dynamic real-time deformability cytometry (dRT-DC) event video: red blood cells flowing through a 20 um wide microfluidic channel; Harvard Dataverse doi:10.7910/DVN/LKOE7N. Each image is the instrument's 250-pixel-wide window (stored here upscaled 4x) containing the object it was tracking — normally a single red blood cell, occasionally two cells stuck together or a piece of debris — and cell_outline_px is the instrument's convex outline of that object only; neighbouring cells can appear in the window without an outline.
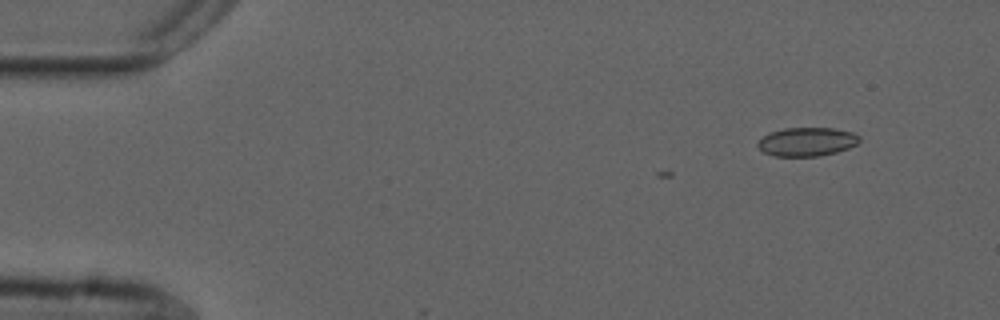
{"species": "common noctule bat (a hibernating species)", "species_latin": "Nyctalus noctula", "temperature_condition": "cold", "stored_images_in_passage": 46, "camera_frame_rate_fps": 3000, "um_per_image_px": 0.085, "animal": {"sex": "male", "forearm_length_mm": 52.5}, "frame": {"image": 1, "passage_image": 1, "time_ms": 0.0, "image_size_px": [1000, 320], "cell_outline_px": [[860, 140], [856, 144], [848, 148], [836, 152], [820, 156], [776, 156], [764, 152], [756, 144], [764, 136], [772, 132], [784, 128], [836, 128], [852, 132], [860, 136]], "centroid_in_image_um": [68.62, 12.04], "position_along_channel_um": 16.4, "area_um2": 16.88}}
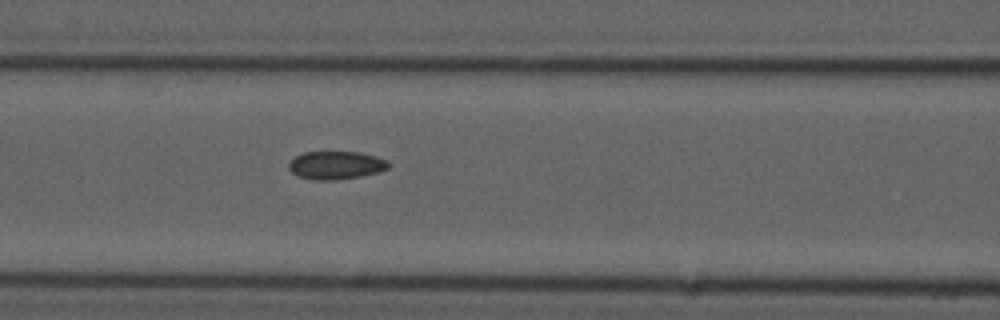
{"frame": {"image": 2, "passage_image": 19, "time_ms": 6.0, "image_size_px": [1000, 320], "cell_outline_px": [[392, 164], [388, 168], [380, 172], [360, 176], [336, 180], [312, 180], [296, 176], [288, 168], [288, 164], [296, 156], [304, 152], [360, 152], [376, 156], [388, 160]], "centroid_in_image_um": [28.58, 14.05], "position_along_channel_um": 138.0, "area_um2": 16.53}}
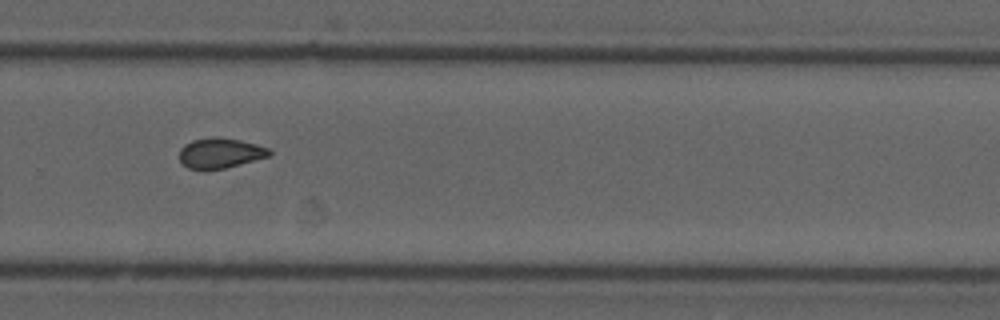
{"frame": {"image": 3, "passage_image": 33, "time_ms": 10.667, "image_size_px": [1000, 320], "cell_outline_px": [[272, 156], [224, 168], [204, 172], [200, 172], [188, 168], [180, 160], [180, 148], [184, 144], [192, 140], [216, 136], [240, 140], [256, 144], [268, 148], [272, 152]], "centroid_in_image_um": [18.7, 13.03], "position_along_channel_um": 311.1, "area_um2": 16.24}, "authors_computed_cell_mechanics": {"area_um2": 16.473, "velocity_mm_per_s": 3.7204, "shape_relaxation_time_tau1_ms": null, "shape_relaxation_time_tau2_ms": 5.0049, "deformation_change_tau1": null, "deformation_change_tau2": 0.0839}}